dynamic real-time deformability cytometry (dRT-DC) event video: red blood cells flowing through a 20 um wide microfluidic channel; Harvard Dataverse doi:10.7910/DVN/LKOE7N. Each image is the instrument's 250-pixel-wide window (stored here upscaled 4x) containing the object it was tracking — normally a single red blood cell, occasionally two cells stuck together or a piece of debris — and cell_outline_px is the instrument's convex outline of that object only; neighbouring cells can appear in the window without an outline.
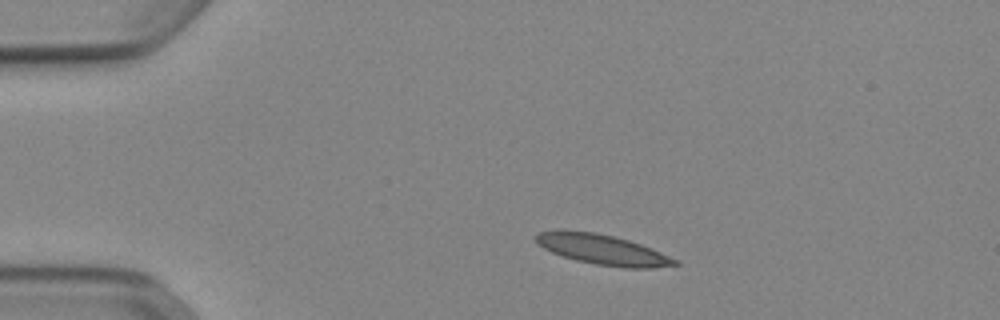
{"species": "Egyptian fruit bat (a non-hibernating species)", "species_latin": "Rousettus aegyptiacus", "temperature_condition": "cold", "stored_images_in_passage": 43, "camera_frame_rate_fps": 3000, "um_per_image_px": 0.085, "animal": {"sex": "female"}, "frame": {"image": 1, "passage_image": 1, "time_ms": 0.0, "image_size_px": [1000, 320], "cell_outline_px": [[680, 264], [652, 268], [624, 268], [596, 264], [576, 260], [552, 252], [536, 244], [536, 236], [540, 232], [556, 228], [560, 228], [596, 232], [628, 240], [652, 248], [680, 260]], "centroid_in_image_um": [51.21, 21.19], "position_along_channel_um": 33.8, "area_um2": 24.74}}
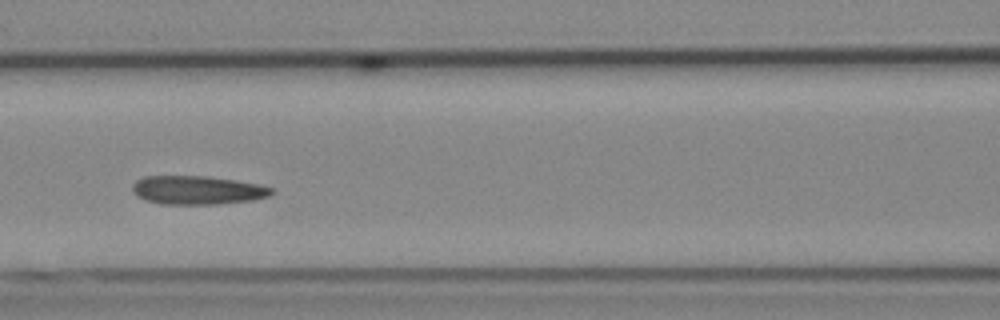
{"frame": {"image": 2, "passage_image": 14, "time_ms": 4.333, "image_size_px": [1000, 320], "cell_outline_px": [[276, 192], [268, 196], [252, 200], [216, 204], [160, 204], [144, 200], [136, 196], [132, 192], [132, 184], [136, 180], [144, 176], [208, 176], [236, 180], [260, 184], [272, 188]], "centroid_in_image_um": [16.76, 16.16], "position_along_channel_um": 149.8, "area_um2": 23.47}}
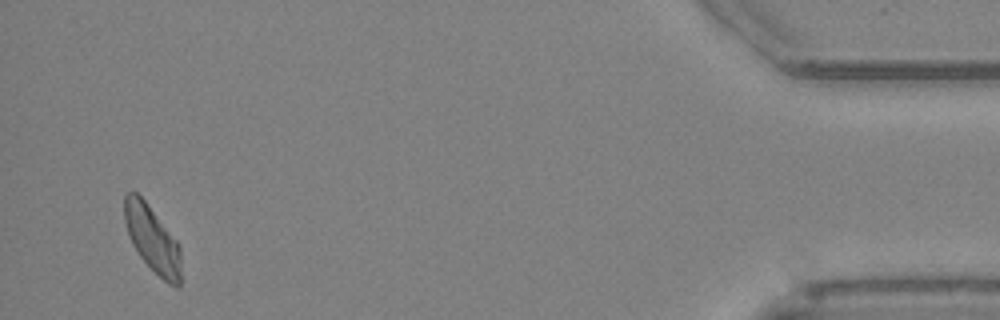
{"frame": {"image": 3, "passage_image": 41, "time_ms": 13.333, "image_size_px": [1000, 320], "cell_outline_px": [[180, 284], [176, 288], [168, 284], [140, 256], [132, 244], [124, 220], [124, 196], [128, 192], [136, 192], [144, 200], [176, 240], [180, 248]], "centroid_in_image_um": [12.94, 20.32], "position_along_channel_um": 422.3, "area_um2": 21.33}, "authors_computed_cell_mechanics": {"area_um2": 22.831, "velocity_mm_per_s": 3.8483, "shape_relaxation_time_tau1_ms": null, "shape_relaxation_time_tau2_ms": 2.6713, "deformation_change_tau1": null, "deformation_change_tau2": 0.0832}}